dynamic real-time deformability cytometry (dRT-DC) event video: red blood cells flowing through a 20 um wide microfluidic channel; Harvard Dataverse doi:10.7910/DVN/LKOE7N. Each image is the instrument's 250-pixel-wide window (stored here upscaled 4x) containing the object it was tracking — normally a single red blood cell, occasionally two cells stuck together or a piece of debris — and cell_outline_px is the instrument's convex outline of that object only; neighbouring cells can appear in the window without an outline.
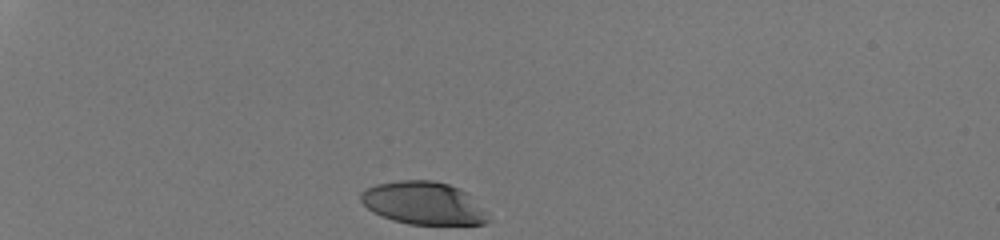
{"species": "human", "species_latin": "Homo sapiens", "temperature_condition": "room temperature", "stored_images_in_passage": 31, "camera_frame_rate_fps": 3000, "um_per_image_px": 0.085, "donor": {"sex": "male"}, "frame": {"image": 1, "passage_image": 1, "time_ms": 0.0, "image_size_px": [1000, 240], "cell_outline_px": [[492, 220], [484, 224], [408, 224], [392, 220], [380, 216], [372, 212], [360, 200], [360, 192], [376, 184], [400, 180], [432, 180], [448, 184], [468, 192], [488, 212]], "centroid_in_image_um": [36.04, 17.27], "position_along_channel_um": 49.0, "area_um2": 32.08}}
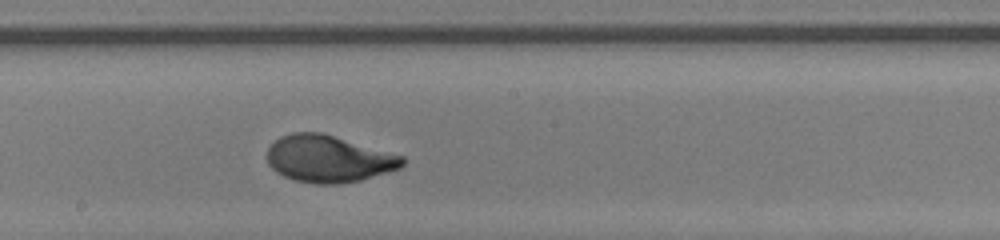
{"frame": {"image": 2, "passage_image": 18, "time_ms": 5.667, "image_size_px": [1000, 240], "cell_outline_px": [[404, 164], [400, 168], [360, 180], [340, 184], [316, 184], [292, 180], [276, 172], [268, 164], [268, 148], [280, 136], [292, 132], [320, 132], [404, 156]], "centroid_in_image_um": [27.9, 13.51], "position_along_channel_um": 220.3, "area_um2": 36.88}}
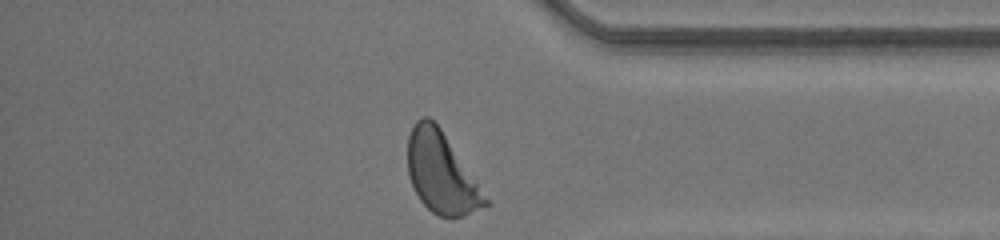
{"frame": {"image": 3, "passage_image": 31, "time_ms": 10.0, "image_size_px": [1000, 240], "cell_outline_px": [[492, 204], [464, 216], [452, 220], [440, 216], [432, 212], [420, 200], [408, 176], [408, 136], [416, 120], [420, 116], [428, 116], [440, 128], [492, 200]], "centroid_in_image_um": [37.57, 14.74], "position_along_channel_um": 397.6, "area_um2": 37.11}, "authors_computed_cell_mechanics": {"area_um2": 36.3562, "velocity_mm_per_s": 4.2111, "shape_relaxation_time_tau1_ms": 2.707, "shape_relaxation_time_tau2_ms": null, "deformation_change_tau1": 0.1855, "deformation_change_tau2": null}}